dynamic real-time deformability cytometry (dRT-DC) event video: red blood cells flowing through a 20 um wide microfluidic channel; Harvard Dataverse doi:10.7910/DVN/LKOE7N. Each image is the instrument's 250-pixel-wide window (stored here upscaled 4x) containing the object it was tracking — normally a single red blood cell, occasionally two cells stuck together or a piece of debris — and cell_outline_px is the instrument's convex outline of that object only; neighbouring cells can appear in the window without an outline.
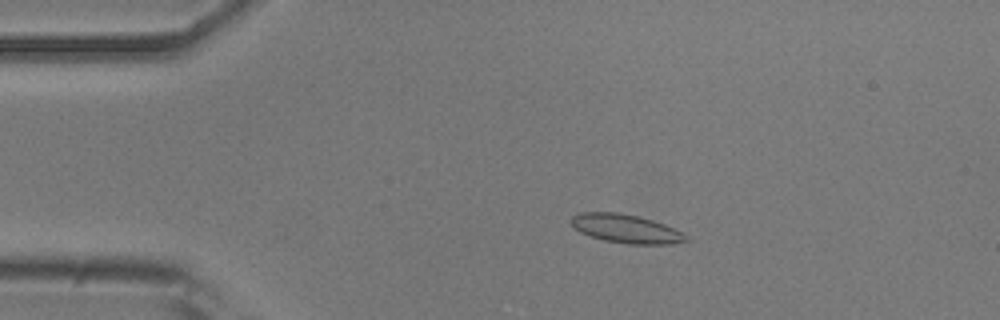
{"species": "common noctule bat (a hibernating species)", "species_latin": "Nyctalus noctula", "temperature_condition": "room temperature", "stored_images_in_passage": 54, "camera_frame_rate_fps": 3000, "um_per_image_px": 0.085, "animal": {"sex": "male", "body_mass_g": 20.5, "forearm_length_mm": 52.5}, "frame": {"image": 1, "passage_image": 10, "time_ms": 3.0, "image_size_px": [1000, 320], "cell_outline_px": [[688, 240], [672, 244], [628, 244], [604, 240], [580, 232], [572, 224], [572, 216], [580, 212], [616, 212], [636, 216], [652, 220], [664, 224], [688, 236]], "centroid_in_image_um": [53.21, 19.44], "position_along_channel_um": 31.8, "area_um2": 18.84}}
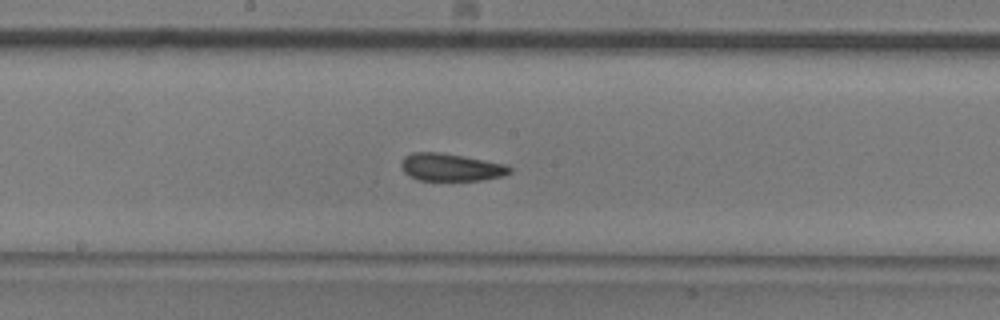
{"frame": {"image": 2, "passage_image": 28, "time_ms": 9.0, "image_size_px": [1000, 320], "cell_outline_px": [[512, 172], [504, 176], [484, 180], [420, 180], [404, 172], [400, 164], [404, 156], [412, 152], [436, 152], [460, 156], [504, 164], [512, 168]], "centroid_in_image_um": [38.33, 14.22], "position_along_channel_um": 209.9, "area_um2": 17.17}}
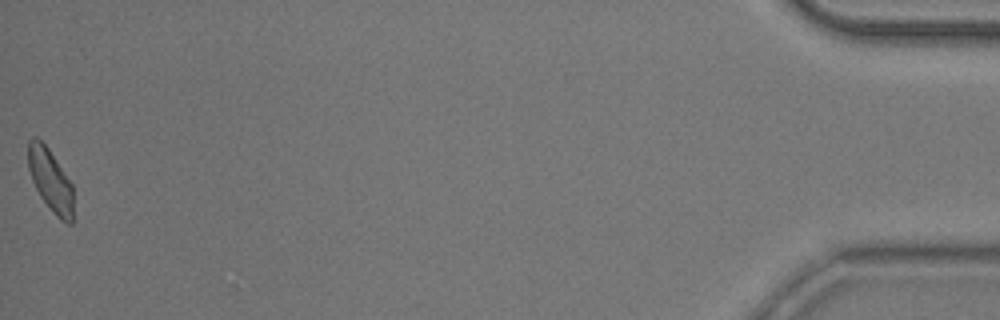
{"frame": {"image": 3, "passage_image": 54, "time_ms": 17.667, "image_size_px": [1000, 320], "cell_outline_px": [[72, 224], [68, 224], [60, 220], [56, 216], [40, 196], [32, 180], [28, 168], [28, 140], [32, 136], [36, 136], [48, 148], [72, 184]], "centroid_in_image_um": [4.27, 15.31], "position_along_channel_um": 430.9, "area_um2": 16.3}, "authors_computed_cell_mechanics": {"area_um2": 17.6001, "velocity_mm_per_s": 3.6948, "shape_relaxation_time_tau1_ms": 5.7328, "shape_relaxation_time_tau2_ms": 3.4169, "deformation_change_tau1": 0.1254, "deformation_change_tau2": 0.0882}}